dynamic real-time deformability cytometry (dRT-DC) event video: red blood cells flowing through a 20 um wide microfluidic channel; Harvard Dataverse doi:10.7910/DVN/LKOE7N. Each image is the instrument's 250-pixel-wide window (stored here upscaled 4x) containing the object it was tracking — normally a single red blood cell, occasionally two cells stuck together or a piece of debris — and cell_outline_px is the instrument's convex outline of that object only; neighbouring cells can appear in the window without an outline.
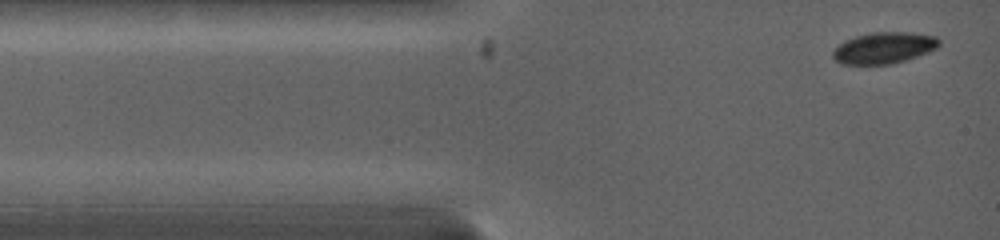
{"species": "common noctule bat (a hibernating species)", "species_latin": "Nyctalus noctula", "temperature_condition": "warm", "stored_images_in_passage": 7, "camera_frame_rate_fps": 5000, "um_per_image_px": 0.085, "animal": {"sex": "female", "body_mass_g": 19.0, "forearm_length_mm": 53.3}, "frame": {"image": 1, "passage_image": 1, "time_ms": 0.0, "image_size_px": [1000, 240], "cell_outline_px": [[940, 44], [916, 56], [904, 60], [888, 64], [840, 64], [832, 56], [832, 52], [840, 44], [856, 36], [880, 32], [900, 32], [936, 36], [940, 40]], "centroid_in_image_um": [75.09, 4.08], "position_along_channel_um": 9.9, "area_um2": 18.67}}
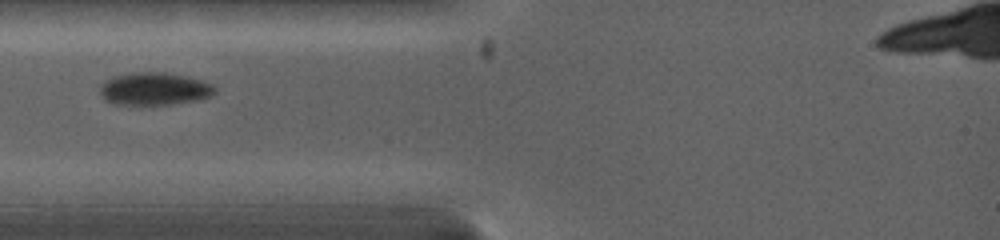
{"frame": {"image": 2, "passage_image": 4, "time_ms": 2.6, "image_size_px": [1000, 240], "cell_outline_px": [[216, 92], [208, 96], [196, 100], [172, 104], [116, 104], [108, 100], [100, 92], [100, 84], [112, 76], [132, 72], [164, 72], [184, 76], [200, 80], [212, 84], [216, 88]], "centroid_in_image_um": [13.11, 7.53], "position_along_channel_um": 71.9, "area_um2": 21.56}}
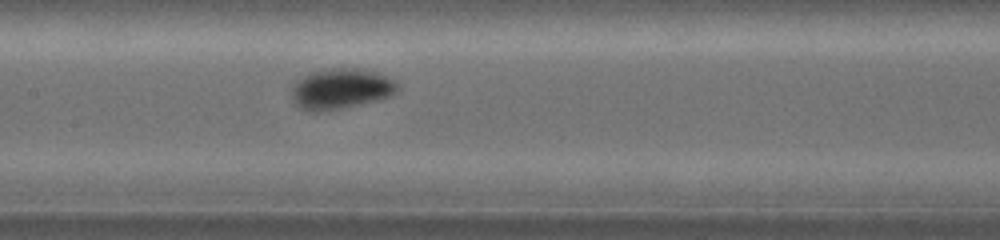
{"frame": {"image": 3, "passage_image": 7, "time_ms": 5.2, "image_size_px": [1000, 240], "cell_outline_px": [[400, 88], [396, 92], [388, 96], [376, 100], [340, 108], [316, 112], [308, 112], [300, 108], [292, 100], [292, 88], [296, 80], [312, 72], [324, 68], [356, 68], [376, 72], [392, 80]], "centroid_in_image_um": [28.92, 7.54], "position_along_channel_um": 178.5, "area_um2": 24.74}}